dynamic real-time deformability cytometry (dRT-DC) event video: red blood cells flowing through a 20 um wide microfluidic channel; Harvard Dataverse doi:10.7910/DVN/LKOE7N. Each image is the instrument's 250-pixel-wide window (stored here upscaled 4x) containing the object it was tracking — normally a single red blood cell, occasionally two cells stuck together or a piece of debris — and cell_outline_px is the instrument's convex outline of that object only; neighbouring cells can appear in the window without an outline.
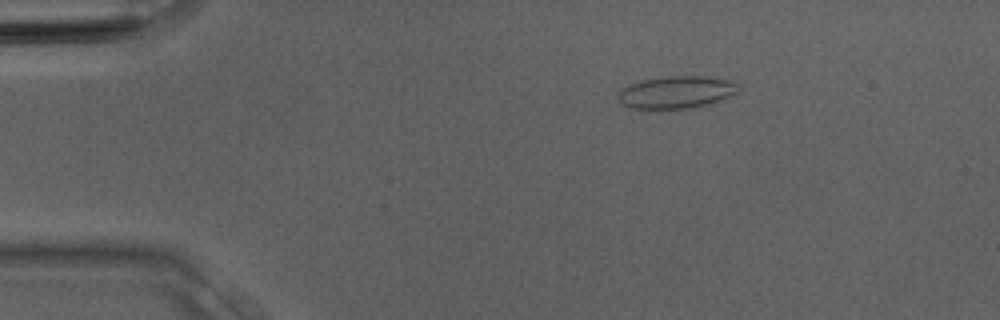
{"species": "Egyptian fruit bat (a non-hibernating species)", "species_latin": "Rousettus aegyptiacus", "temperature_condition": "room temperature", "stored_images_in_passage": 2, "camera_frame_rate_fps": 3000, "um_per_image_px": 0.085, "animal": {"sex": "male"}, "frame": {"image": 1, "passage_image": 1, "time_ms": 0.0, "image_size_px": [1000, 320], "cell_outline_px": [[736, 92], [712, 104], [696, 108], [628, 108], [616, 100], [616, 96], [620, 88], [628, 84], [640, 80], [668, 76], [708, 76], [736, 80]], "centroid_in_image_um": [57.44, 7.83], "position_along_channel_um": 27.6, "area_um2": 23.06}}